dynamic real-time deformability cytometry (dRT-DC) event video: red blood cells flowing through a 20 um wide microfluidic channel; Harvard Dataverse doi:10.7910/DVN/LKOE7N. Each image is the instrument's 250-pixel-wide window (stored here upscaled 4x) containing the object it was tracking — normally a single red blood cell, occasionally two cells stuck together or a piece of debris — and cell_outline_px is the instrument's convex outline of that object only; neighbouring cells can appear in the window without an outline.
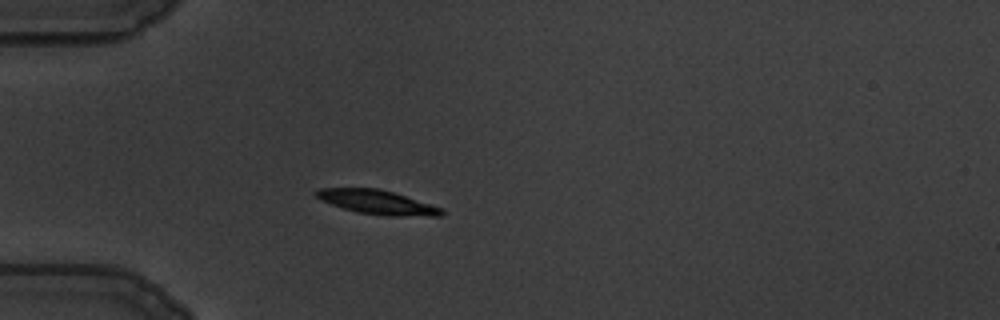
{"species": "common noctule bat (a hibernating species)", "species_latin": "Nyctalus noctula", "temperature_condition": "warm", "stored_images_in_passage": 30, "camera_frame_rate_fps": 3000, "um_per_image_px": 0.085, "animal": {"sex": "male", "body_mass_g": 19.5, "forearm_length_mm": 54.6}, "frame": {"image": 1, "passage_image": 1, "time_ms": 0.0, "image_size_px": [1000, 320], "cell_outline_px": [[444, 216], [384, 216], [360, 212], [344, 208], [320, 200], [316, 196], [316, 192], [320, 188], [376, 188], [392, 192], [444, 208]], "centroid_in_image_um": [32.12, 17.19], "position_along_channel_um": 52.9, "area_um2": 17.46}}
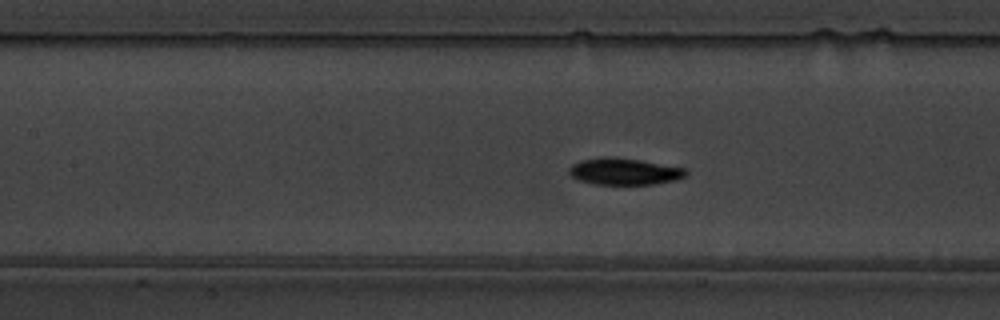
{"frame": {"image": 2, "passage_image": 11, "time_ms": 3.333, "image_size_px": [1000, 320], "cell_outline_px": [[688, 176], [676, 180], [652, 184], [592, 184], [580, 180], [572, 176], [568, 172], [568, 168], [572, 164], [580, 160], [600, 156], [616, 156], [640, 160], [684, 168], [688, 172]], "centroid_in_image_um": [53.04, 14.56], "position_along_channel_um": 154.4, "area_um2": 18.38}}
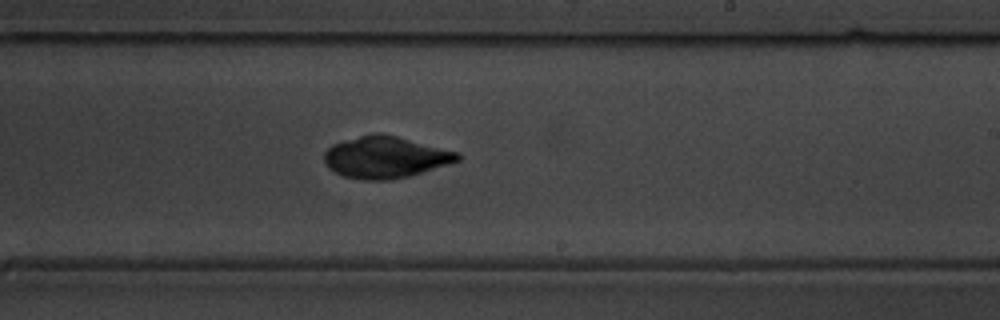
{"frame": {"image": 3, "passage_image": 19, "time_ms": 6.0, "image_size_px": [1000, 320], "cell_outline_px": [[460, 160], [448, 164], [408, 176], [392, 180], [364, 180], [344, 176], [328, 168], [324, 164], [324, 152], [332, 144], [344, 140], [372, 132], [380, 132], [396, 136], [456, 152], [460, 156]], "centroid_in_image_um": [32.69, 13.36], "position_along_channel_um": 256.3, "area_um2": 32.19}, "authors_computed_cell_mechanics": {"area_um2": 18.4382, "velocity_mm_per_s": 3.4469, "shape_relaxation_time_tau1_ms": 7.6926, "shape_relaxation_time_tau2_ms": null, "deformation_change_tau1": 0.3359, "deformation_change_tau2": null}}